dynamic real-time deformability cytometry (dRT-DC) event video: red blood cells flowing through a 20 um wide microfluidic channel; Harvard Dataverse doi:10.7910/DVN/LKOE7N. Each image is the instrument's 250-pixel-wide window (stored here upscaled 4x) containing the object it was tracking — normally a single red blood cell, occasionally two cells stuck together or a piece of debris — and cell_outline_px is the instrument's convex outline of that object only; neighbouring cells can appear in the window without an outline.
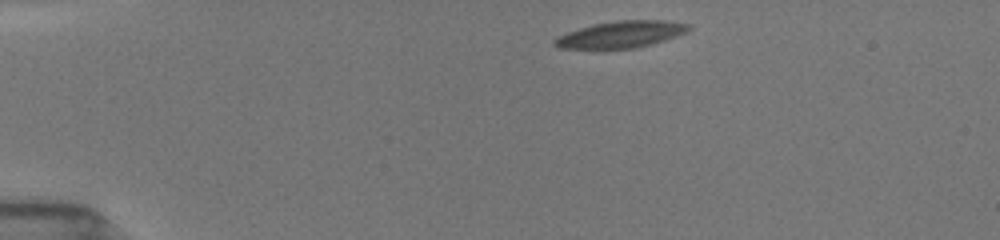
{"species": "common noctule bat (a hibernating species)", "species_latin": "Nyctalus noctula", "temperature_condition": "room temperature", "stored_images_in_passage": 32, "camera_frame_rate_fps": 3000, "um_per_image_px": 0.085, "animal": {"sex": "female", "body_mass_g": 19.5, "forearm_length_mm": 54.1}, "frame": {"image": 1, "passage_image": 1, "time_ms": 0.0, "image_size_px": [1000, 240], "cell_outline_px": [[692, 28], [688, 32], [664, 40], [632, 48], [560, 48], [552, 44], [552, 40], [568, 32], [580, 28], [596, 24], [620, 20], [660, 20], [688, 24]], "centroid_in_image_um": [52.79, 2.92], "position_along_channel_um": 32.2, "area_um2": 20.35}}
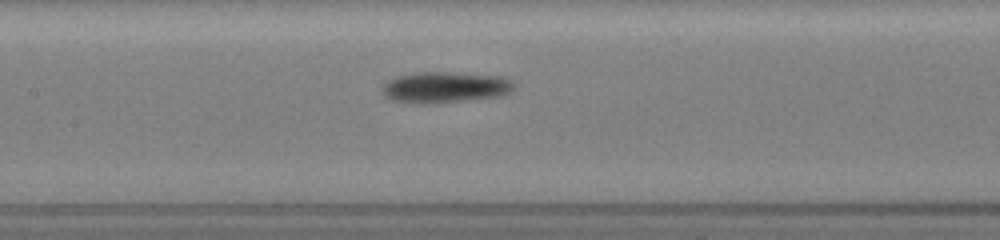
{"frame": {"image": 2, "passage_image": 13, "time_ms": 5.333, "image_size_px": [1000, 240], "cell_outline_px": [[516, 84], [508, 92], [500, 96], [436, 104], [392, 100], [384, 96], [384, 84], [388, 80], [400, 76], [420, 72], [448, 72], [500, 76], [512, 80]], "centroid_in_image_um": [37.87, 7.42], "position_along_channel_um": 169.5, "area_um2": 23.52}}
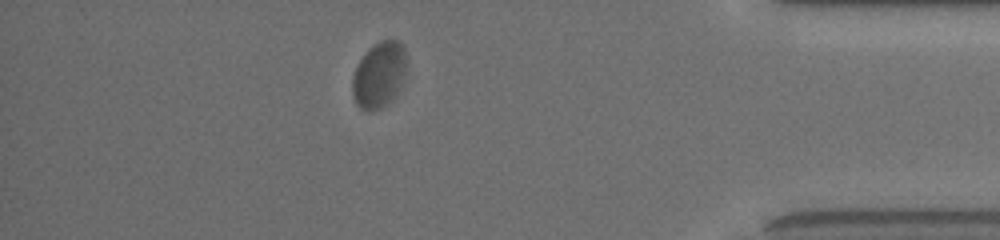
{"frame": {"image": 3, "passage_image": 28, "time_ms": 12.333, "image_size_px": [1000, 240], "cell_outline_px": [[404, 76], [392, 100], [380, 108], [372, 112], [368, 112], [360, 108], [356, 104], [352, 92], [352, 80], [356, 68], [360, 60], [368, 48], [380, 40], [396, 40], [404, 48]], "centroid_in_image_um": [32.18, 6.39], "position_along_channel_um": 403.0, "area_um2": 20.4}, "authors_computed_cell_mechanics": {"area_um2": 21.0392, "velocity_mm_per_s": 3.8164, "shape_relaxation_time_tau1_ms": 2.2148, "shape_relaxation_time_tau2_ms": 1.9897, "deformation_change_tau1": 0.0922, "deformation_change_tau2": 0.0501}}